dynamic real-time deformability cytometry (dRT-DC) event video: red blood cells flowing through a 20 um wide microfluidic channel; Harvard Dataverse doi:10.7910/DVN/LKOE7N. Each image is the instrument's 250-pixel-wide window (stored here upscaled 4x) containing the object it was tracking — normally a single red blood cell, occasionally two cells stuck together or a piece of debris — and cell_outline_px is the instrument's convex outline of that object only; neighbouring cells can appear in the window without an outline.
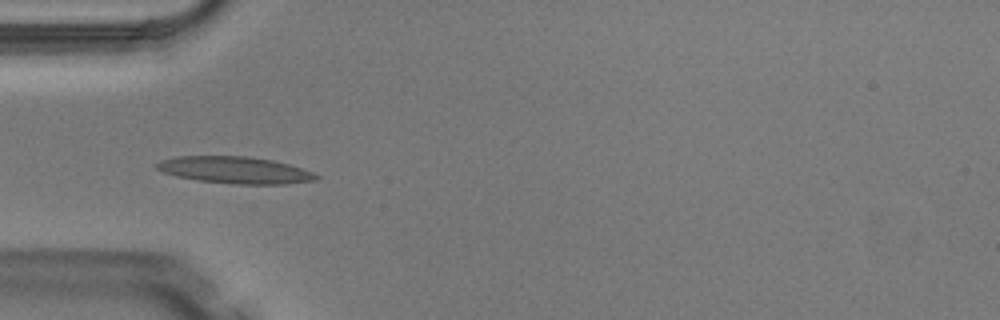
{"species": "Egyptian fruit bat (a non-hibernating species)", "species_latin": "Rousettus aegyptiacus", "temperature_condition": "warm", "stored_images_in_passage": 2, "camera_frame_rate_fps": 3000, "um_per_image_px": 0.085, "animal": {"sex": "male"}, "frame": {"image": 1, "passage_image": 2, "time_ms": 0.333, "image_size_px": [1000, 320], "cell_outline_px": [[320, 176], [316, 180], [288, 184], [232, 184], [200, 180], [176, 176], [164, 172], [156, 168], [156, 164], [160, 160], [180, 156], [244, 156], [272, 160], [288, 164], [312, 172]], "centroid_in_image_um": [19.98, 14.46], "position_along_channel_um": 65.0, "area_um2": 24.74}}